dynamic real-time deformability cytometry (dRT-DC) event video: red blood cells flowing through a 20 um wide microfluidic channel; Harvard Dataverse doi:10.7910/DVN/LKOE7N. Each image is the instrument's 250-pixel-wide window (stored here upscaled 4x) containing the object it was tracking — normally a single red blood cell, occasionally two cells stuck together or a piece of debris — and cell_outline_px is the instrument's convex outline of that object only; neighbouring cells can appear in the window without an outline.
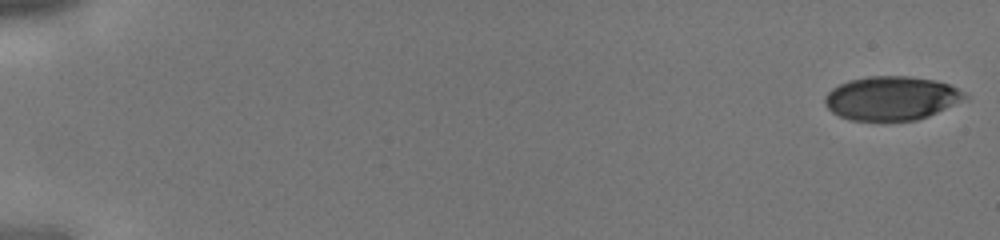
{"species": "human", "species_latin": "Homo sapiens", "temperature_condition": "cold", "stored_images_in_passage": 43, "camera_frame_rate_fps": 3000, "um_per_image_px": 0.085, "donor": {"sex": "male"}, "frame": {"image": 1, "passage_image": 1, "time_ms": 0.0, "image_size_px": [1000, 240], "cell_outline_px": [[968, 100], [928, 116], [916, 120], [848, 120], [832, 112], [824, 104], [824, 96], [832, 88], [848, 80], [868, 76], [912, 76], [936, 80], [948, 84], [964, 92], [968, 96]], "centroid_in_image_um": [75.8, 8.34], "position_along_channel_um": 9.2, "area_um2": 36.07}}
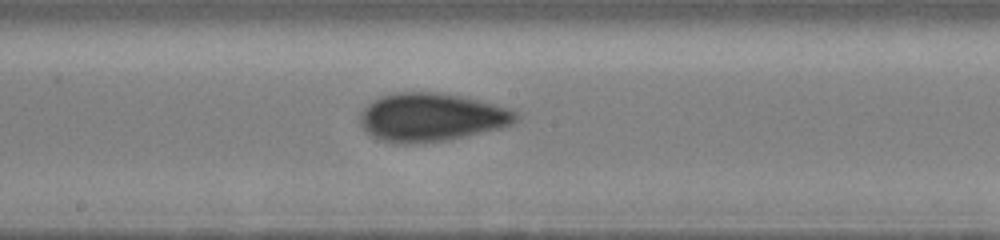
{"frame": {"image": 2, "passage_image": 25, "time_ms": 8.0, "image_size_px": [1000, 240], "cell_outline_px": [[516, 120], [512, 124], [500, 128], [448, 140], [404, 144], [396, 144], [380, 140], [372, 136], [360, 124], [360, 112], [372, 100], [380, 96], [396, 92], [440, 92], [480, 100], [508, 108], [516, 112]], "centroid_in_image_um": [36.62, 9.96], "position_along_channel_um": 211.6, "area_um2": 43.81}}
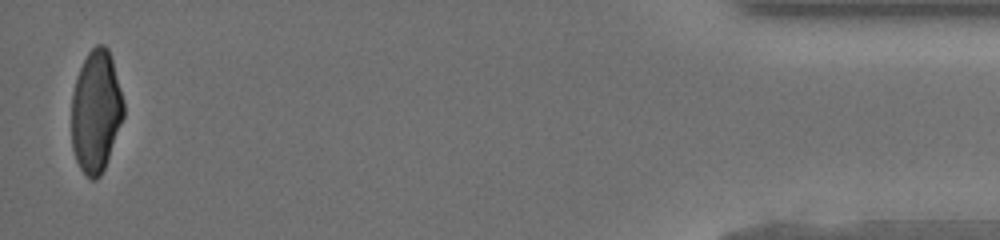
{"frame": {"image": 3, "passage_image": 43, "time_ms": 14.0, "image_size_px": [1000, 240], "cell_outline_px": [[124, 116], [104, 168], [100, 176], [96, 180], [92, 180], [80, 168], [76, 160], [72, 148], [72, 96], [76, 76], [88, 52], [96, 44], [104, 44], [108, 48], [112, 60], [124, 100]], "centroid_in_image_um": [8.16, 9.45], "position_along_channel_um": 427.0, "area_um2": 36.93}}